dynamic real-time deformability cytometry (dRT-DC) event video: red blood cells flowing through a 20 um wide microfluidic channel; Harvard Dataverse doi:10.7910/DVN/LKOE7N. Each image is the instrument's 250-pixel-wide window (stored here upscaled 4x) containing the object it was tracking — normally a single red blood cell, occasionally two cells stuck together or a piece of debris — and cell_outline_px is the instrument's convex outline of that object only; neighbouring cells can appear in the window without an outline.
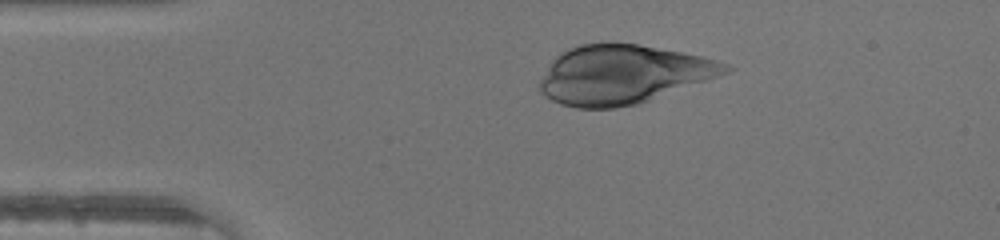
{"species": "human", "species_latin": "Homo sapiens", "temperature_condition": "warm", "stored_images_in_passage": 35, "camera_frame_rate_fps": 3000, "um_per_image_px": 0.085, "donor": {"sex": "male"}, "frame": {"image": 1, "passage_image": 8, "time_ms": 2.333, "image_size_px": [1000, 240], "cell_outline_px": [[736, 68], [728, 72], [708, 80], [636, 104], [616, 108], [576, 108], [560, 104], [552, 100], [540, 92], [536, 84], [552, 60], [560, 52], [568, 48], [580, 44], [636, 44], [680, 52], [700, 56], [716, 60], [728, 64]], "centroid_in_image_um": [52.9, 6.34], "position_along_channel_um": 32.1, "area_um2": 63.23}}